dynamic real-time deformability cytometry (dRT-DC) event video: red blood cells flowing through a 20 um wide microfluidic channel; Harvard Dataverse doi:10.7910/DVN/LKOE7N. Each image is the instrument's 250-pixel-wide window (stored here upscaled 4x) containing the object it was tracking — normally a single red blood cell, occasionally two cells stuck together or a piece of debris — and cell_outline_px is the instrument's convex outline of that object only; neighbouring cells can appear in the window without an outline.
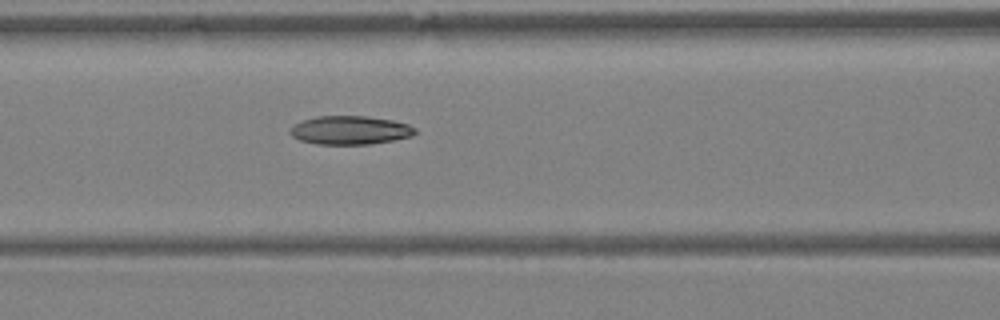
{"species": "Egyptian fruit bat (a non-hibernating species)", "species_latin": "Rousettus aegyptiacus", "temperature_condition": "warm", "stored_images_in_passage": 19, "camera_frame_rate_fps": 3000, "um_per_image_px": 0.085, "animal": {"sex": "female"}, "frame": {"image": 1, "passage_image": 6, "time_ms": 1.667, "image_size_px": [1000, 320], "cell_outline_px": [[416, 132], [412, 136], [392, 140], [368, 144], [316, 144], [300, 140], [292, 136], [288, 132], [296, 124], [304, 120], [316, 116], [364, 116], [392, 120], [408, 124], [416, 128]], "centroid_in_image_um": [29.76, 11.06], "position_along_channel_um": 136.8, "area_um2": 20.63}}
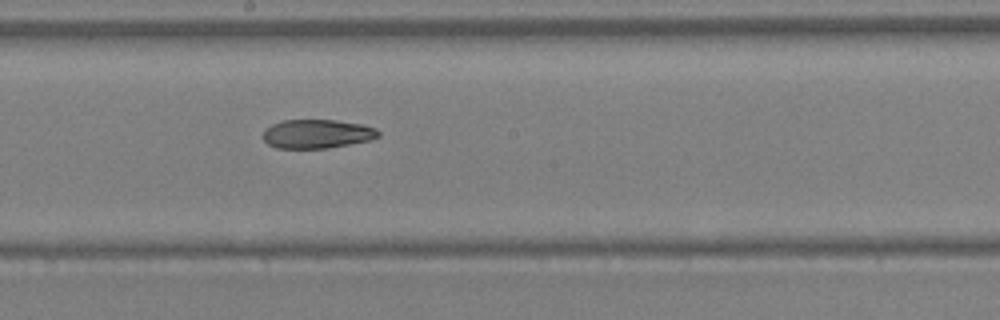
{"frame": {"image": 2, "passage_image": 11, "time_ms": 3.333, "image_size_px": [1000, 320], "cell_outline_px": [[380, 136], [372, 140], [328, 148], [276, 148], [268, 144], [264, 140], [264, 132], [272, 124], [284, 120], [336, 120], [360, 124], [376, 128], [380, 132]], "centroid_in_image_um": [26.99, 11.38], "position_along_channel_um": 221.2, "area_um2": 19.36}}
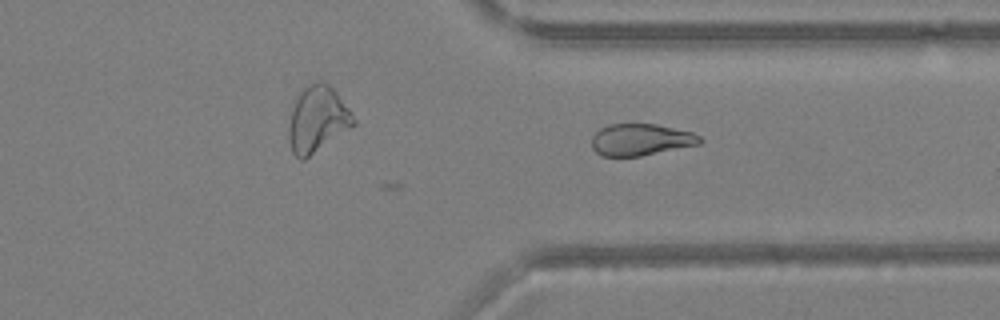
{"frame": {"image": 3, "passage_image": 19, "time_ms": 6.0, "image_size_px": [1000, 320], "cell_outline_px": [[704, 140], [700, 144], [640, 156], [600, 156], [592, 148], [592, 136], [600, 128], [608, 124], [656, 124], [692, 132], [700, 136]], "centroid_in_image_um": [54.46, 11.87], "position_along_channel_um": 356.9, "area_um2": 20.06}}